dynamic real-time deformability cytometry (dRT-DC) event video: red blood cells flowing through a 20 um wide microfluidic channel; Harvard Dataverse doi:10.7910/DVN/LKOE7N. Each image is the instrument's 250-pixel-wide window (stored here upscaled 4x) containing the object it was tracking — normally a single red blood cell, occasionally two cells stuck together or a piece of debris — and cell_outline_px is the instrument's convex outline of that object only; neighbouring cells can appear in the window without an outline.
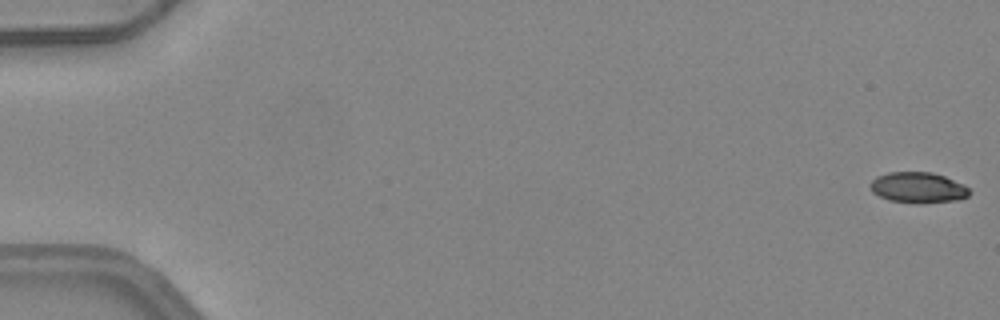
{"species": "common noctule bat (a hibernating species)", "species_latin": "Nyctalus noctula", "temperature_condition": "warm", "stored_images_in_passage": 51, "camera_frame_rate_fps": 3000, "um_per_image_px": 0.085, "animal": {"sex": "female", "body_mass_g": 24.6, "forearm_length_mm": 56.2}, "frame": {"image": 1, "passage_image": 1, "time_ms": 0.0, "image_size_px": [1000, 320], "cell_outline_px": [[968, 196], [960, 200], [916, 204], [888, 200], [872, 192], [868, 184], [876, 176], [888, 172], [932, 172], [944, 176], [964, 184], [968, 188]], "centroid_in_image_um": [78.01, 15.95], "position_along_channel_um": 7.0, "area_um2": 17.98}}
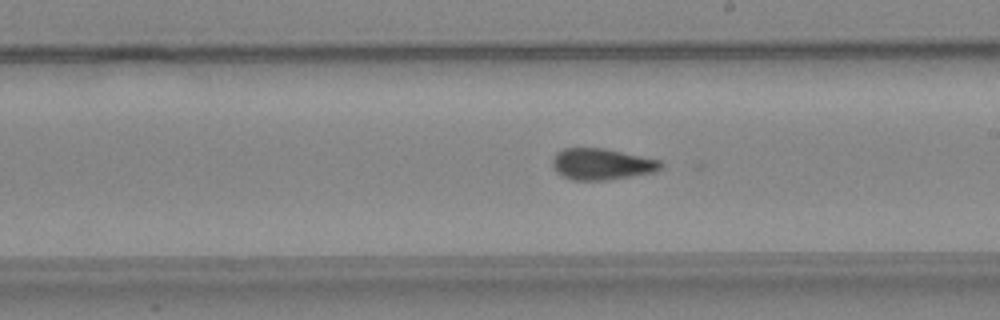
{"frame": {"image": 2, "passage_image": 30, "time_ms": 9.667, "image_size_px": [1000, 320], "cell_outline_px": [[664, 168], [652, 172], [608, 180], [572, 180], [560, 176], [552, 168], [552, 156], [556, 152], [564, 148], [604, 148], [660, 160], [664, 164]], "centroid_in_image_um": [51.1, 13.95], "position_along_channel_um": 237.9, "area_um2": 20.0}}
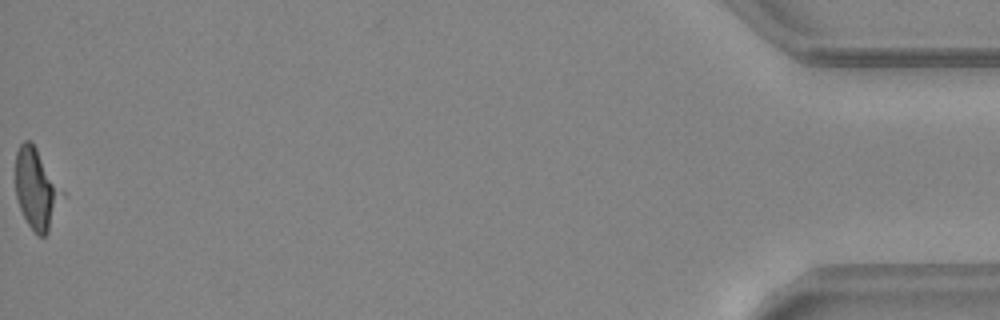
{"frame": {"image": 3, "passage_image": 51, "time_ms": 16.667, "image_size_px": [1000, 320], "cell_outline_px": [[68, 196], [48, 232], [44, 236], [40, 236], [28, 224], [20, 208], [16, 196], [16, 152], [20, 144], [24, 140], [32, 140]], "centroid_in_image_um": [3.18, 16.05], "position_along_channel_um": 432.0, "area_um2": 22.6}}